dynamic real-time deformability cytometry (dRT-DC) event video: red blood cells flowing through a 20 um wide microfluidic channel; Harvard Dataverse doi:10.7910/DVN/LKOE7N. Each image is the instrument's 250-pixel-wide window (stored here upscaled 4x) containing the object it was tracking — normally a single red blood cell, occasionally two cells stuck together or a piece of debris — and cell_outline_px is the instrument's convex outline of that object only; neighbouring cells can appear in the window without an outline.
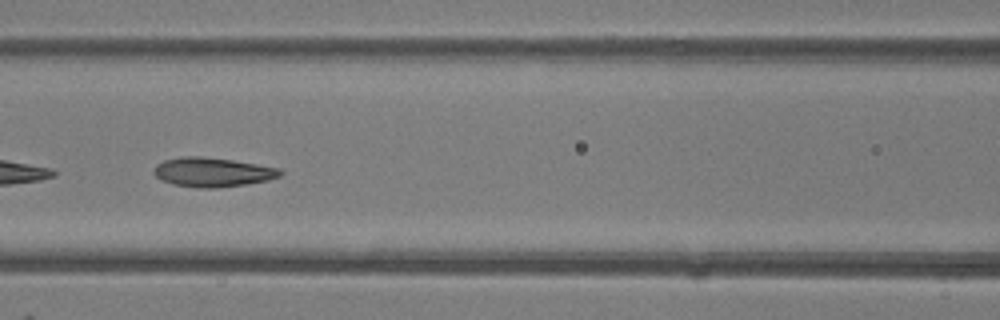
{"species": "common noctule bat (a hibernating species)", "species_latin": "Nyctalus noctula", "temperature_condition": "room temperature", "stored_images_in_passage": 30, "camera_frame_rate_fps": 3000, "um_per_image_px": 0.085, "animal": {"sex": "female"}, "frame": {"image": 1, "passage_image": 22, "time_ms": 7.0, "image_size_px": [1000, 320], "cell_outline_px": [[284, 172], [280, 176], [268, 180], [248, 184], [216, 188], [196, 188], [172, 184], [160, 180], [152, 172], [156, 164], [164, 160], [184, 156], [200, 156], [232, 160], [280, 168]], "centroid_in_image_um": [18.05, 14.64], "position_along_channel_um": 148.6, "area_um2": 21.73}}